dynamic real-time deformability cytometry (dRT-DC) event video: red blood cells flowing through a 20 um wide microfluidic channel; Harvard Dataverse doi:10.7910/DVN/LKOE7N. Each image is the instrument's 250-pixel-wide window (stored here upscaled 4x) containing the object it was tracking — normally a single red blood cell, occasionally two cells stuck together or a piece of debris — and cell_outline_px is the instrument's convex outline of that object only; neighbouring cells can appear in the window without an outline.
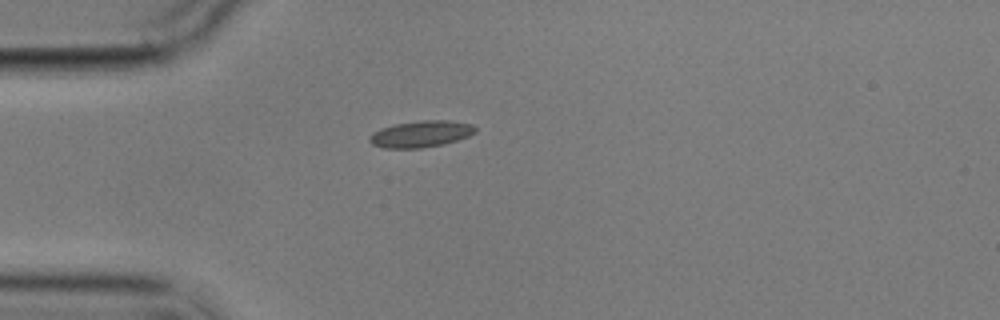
{"species": "common noctule bat (a hibernating species)", "species_latin": "Nyctalus noctula", "temperature_condition": "cold", "stored_images_in_passage": 3, "camera_frame_rate_fps": 3000, "um_per_image_px": 0.085, "animal": {"sex": "male", "body_mass_g": 17.9}, "frame": {"image": 1, "passage_image": 1, "time_ms": 0.0, "image_size_px": [1000, 320], "cell_outline_px": [[476, 132], [468, 136], [456, 140], [440, 144], [420, 148], [384, 148], [372, 144], [368, 140], [368, 136], [372, 132], [380, 128], [396, 124], [424, 120], [448, 120], [472, 124], [476, 128]], "centroid_in_image_um": [35.74, 11.38], "position_along_channel_um": 49.3, "area_um2": 16.24}}
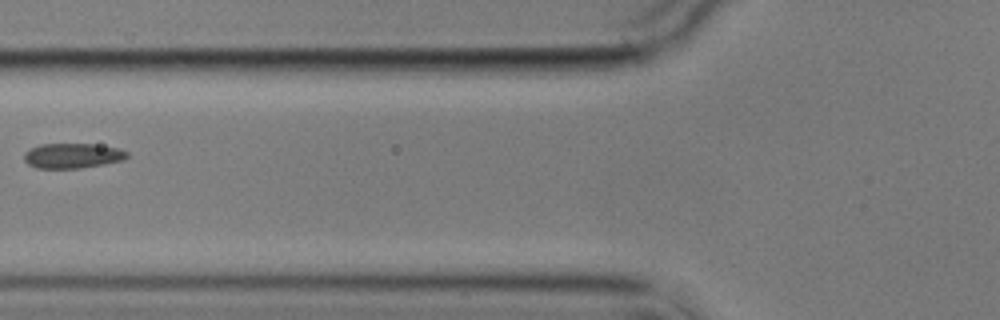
{"frame": {"image": 2, "passage_image": 3, "time_ms": 2.333, "image_size_px": [1000, 320], "cell_outline_px": [[128, 156], [124, 160], [104, 164], [80, 168], [36, 168], [28, 164], [24, 160], [24, 152], [40, 144], [92, 144], [120, 148], [128, 152]], "centroid_in_image_um": [6.17, 13.23], "position_along_channel_um": 119.6, "area_um2": 15.03}}